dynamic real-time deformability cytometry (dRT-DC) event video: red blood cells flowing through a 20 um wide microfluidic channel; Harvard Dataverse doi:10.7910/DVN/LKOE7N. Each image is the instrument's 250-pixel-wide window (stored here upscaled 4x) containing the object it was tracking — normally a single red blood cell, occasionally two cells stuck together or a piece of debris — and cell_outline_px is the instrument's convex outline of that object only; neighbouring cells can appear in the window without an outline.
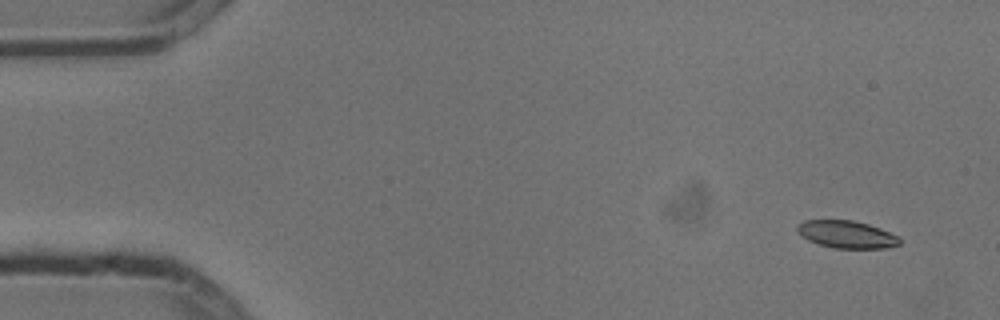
{"species": "common noctule bat (a hibernating species)", "species_latin": "Nyctalus noctula", "temperature_condition": "cold", "stored_images_in_passage": 7, "camera_frame_rate_fps": 3000, "um_per_image_px": 0.085, "animal": {"sex": "male", "body_mass_g": 13.3}, "frame": {"image": 1, "passage_image": 1, "time_ms": 0.0, "image_size_px": [1000, 320], "cell_outline_px": [[900, 244], [888, 248], [832, 248], [808, 240], [796, 232], [796, 224], [804, 220], [852, 220], [868, 224], [880, 228], [896, 236], [900, 240]], "centroid_in_image_um": [71.91, 19.92], "position_along_channel_um": 13.1, "area_um2": 16.36}}
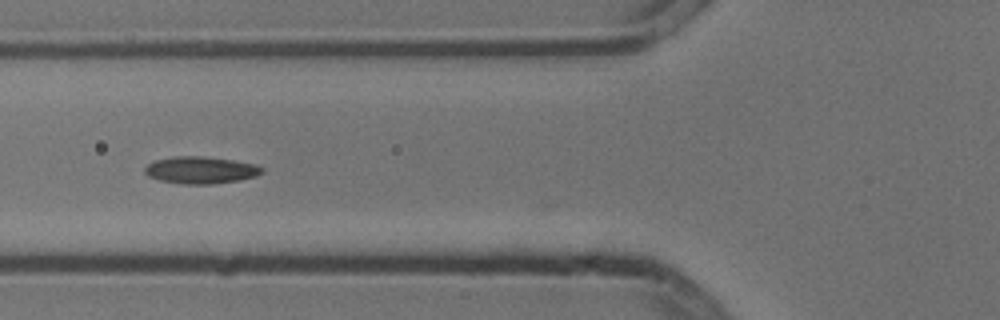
{"frame": {"image": 2, "passage_image": 5, "time_ms": 1.333, "image_size_px": [1000, 320], "cell_outline_px": [[264, 172], [256, 176], [240, 180], [212, 184], [184, 184], [160, 180], [148, 176], [144, 172], [144, 168], [148, 164], [156, 160], [172, 156], [200, 156], [232, 160], [256, 164], [264, 168]], "centroid_in_image_um": [17.08, 14.46], "position_along_channel_um": 108.7, "area_um2": 18.5}}
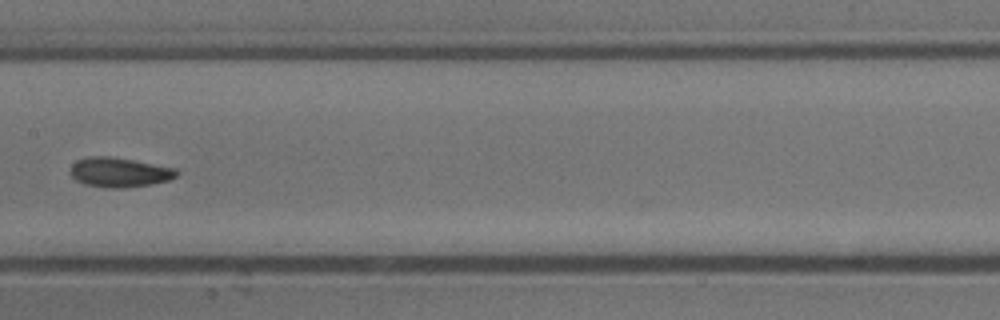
{"frame": {"image": 3, "passage_image": 7, "time_ms": 2.0, "image_size_px": [1000, 320], "cell_outline_px": [[180, 172], [176, 176], [168, 180], [152, 184], [120, 188], [108, 188], [84, 184], [76, 180], [68, 172], [72, 164], [76, 160], [92, 156], [104, 156], [132, 160], [176, 168]], "centroid_in_image_um": [10.12, 14.65], "position_along_channel_um": 197.3, "area_um2": 18.26}}